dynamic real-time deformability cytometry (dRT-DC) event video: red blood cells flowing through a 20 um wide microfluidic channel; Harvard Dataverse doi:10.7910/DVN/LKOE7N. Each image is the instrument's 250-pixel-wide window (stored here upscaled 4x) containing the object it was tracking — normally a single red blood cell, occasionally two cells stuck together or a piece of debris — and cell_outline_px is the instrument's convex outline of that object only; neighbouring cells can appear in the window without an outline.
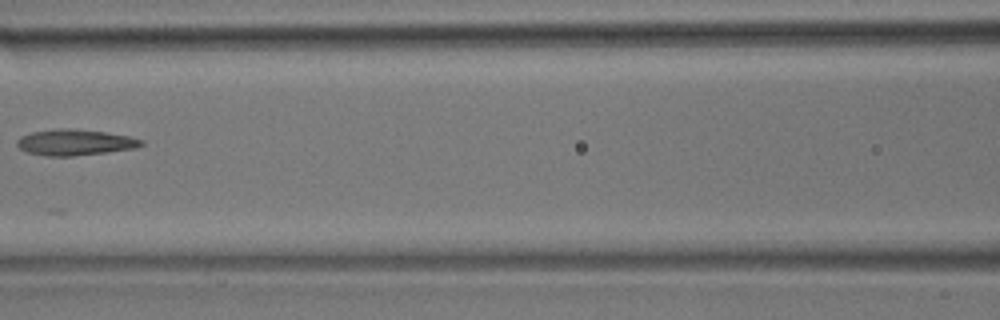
{"species": "common noctule bat (a hibernating species)", "species_latin": "Nyctalus noctula", "temperature_condition": "room temperature", "stored_images_in_passage": 3, "camera_frame_rate_fps": 3000, "um_per_image_px": 0.085, "animal": {"sex": "male", "body_mass_g": 17.9}, "frame": {"image": 1, "passage_image": 3, "time_ms": 0.667, "image_size_px": [1000, 320], "cell_outline_px": [[144, 144], [136, 148], [108, 152], [72, 156], [44, 156], [24, 152], [16, 144], [16, 140], [20, 136], [32, 132], [52, 128], [64, 128], [104, 132], [128, 136], [144, 140]], "centroid_in_image_um": [6.33, 12.1], "position_along_channel_um": 160.3, "area_um2": 18.96}}